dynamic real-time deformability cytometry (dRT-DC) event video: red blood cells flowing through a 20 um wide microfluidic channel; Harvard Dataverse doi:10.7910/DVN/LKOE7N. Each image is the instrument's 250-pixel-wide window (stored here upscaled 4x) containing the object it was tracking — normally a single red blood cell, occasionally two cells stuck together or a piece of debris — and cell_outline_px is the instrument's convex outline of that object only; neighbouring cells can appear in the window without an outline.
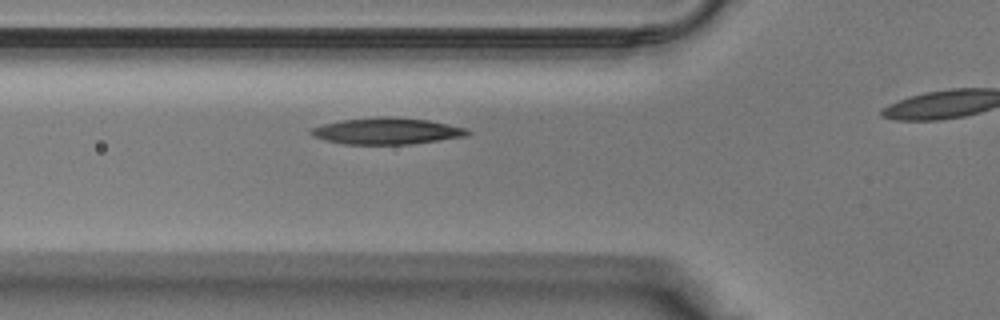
{"species": "Egyptian fruit bat (a non-hibernating species)", "species_latin": "Rousettus aegyptiacus", "temperature_condition": "warm", "stored_images_in_passage": 8, "camera_frame_rate_fps": 3000, "um_per_image_px": 0.085, "animal": {"sex": "male"}, "frame": {"image": 1, "passage_image": 2, "time_ms": 0.333, "image_size_px": [1000, 320], "cell_outline_px": [[472, 132], [464, 136], [412, 144], [344, 144], [324, 140], [312, 136], [308, 132], [312, 128], [324, 124], [340, 120], [376, 116], [380, 116], [428, 120], [468, 128]], "centroid_in_image_um": [32.85, 11.14], "position_along_channel_um": 93.0, "area_um2": 24.1}}
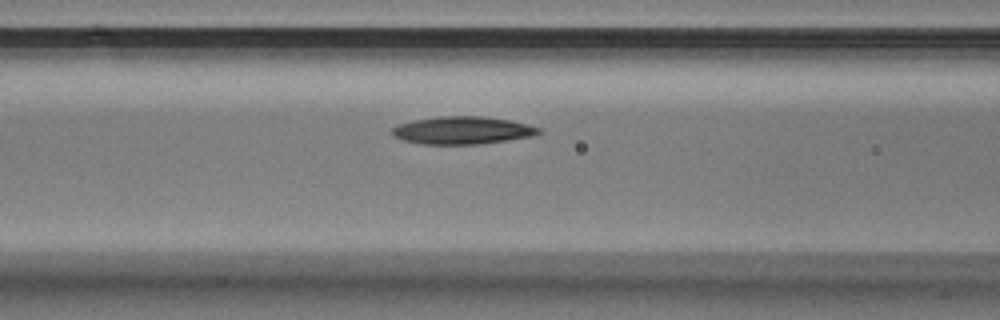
{"frame": {"image": 2, "passage_image": 4, "time_ms": 1.0, "image_size_px": [1000, 320], "cell_outline_px": [[544, 132], [532, 136], [480, 144], [420, 144], [404, 140], [388, 132], [392, 128], [400, 124], [416, 120], [440, 116], [484, 116], [512, 120], [540, 128]], "centroid_in_image_um": [39.33, 11.07], "position_along_channel_um": 127.3, "area_um2": 23.58}}
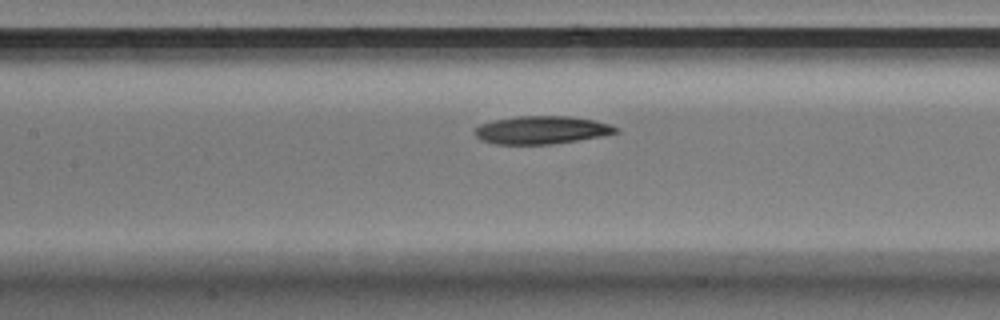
{"frame": {"image": 3, "passage_image": 6, "time_ms": 1.667, "image_size_px": [1000, 320], "cell_outline_px": [[620, 132], [600, 136], [552, 144], [496, 144], [484, 140], [476, 136], [476, 128], [480, 124], [496, 120], [520, 116], [568, 116], [592, 120], [608, 124], [620, 128]], "centroid_in_image_um": [46.07, 11.05], "position_along_channel_um": 161.3, "area_um2": 22.54}}